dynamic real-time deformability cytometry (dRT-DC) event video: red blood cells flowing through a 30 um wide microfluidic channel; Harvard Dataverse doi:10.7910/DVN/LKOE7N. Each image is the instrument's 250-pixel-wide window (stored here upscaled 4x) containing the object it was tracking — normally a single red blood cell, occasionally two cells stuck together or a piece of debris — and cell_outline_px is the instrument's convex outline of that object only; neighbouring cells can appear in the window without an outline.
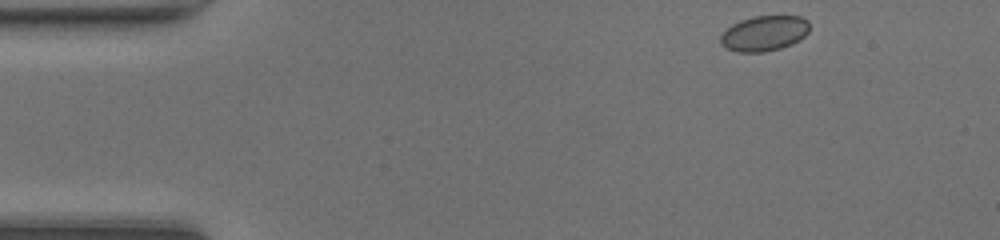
{"species": "common noctule bat (a hibernating species)", "species_latin": "Nyctalus noctula", "temperature_condition": "room temperature", "stored_images_in_passage": 43, "camera_frame_rate_fps": 3000, "um_per_image_px": 0.085, "animal": {"sex": "female", "body_mass_g": 20.0, "forearm_length_mm": 54.0}, "frame": {"image": 1, "passage_image": 1, "time_ms": 0.0, "image_size_px": [1000, 240], "cell_outline_px": [[808, 32], [800, 40], [792, 44], [780, 48], [764, 52], [740, 52], [728, 48], [720, 44], [720, 36], [732, 24], [740, 20], [752, 16], [800, 16], [808, 20]], "centroid_in_image_um": [64.96, 2.83], "position_along_channel_um": 20.0, "area_um2": 18.26}}
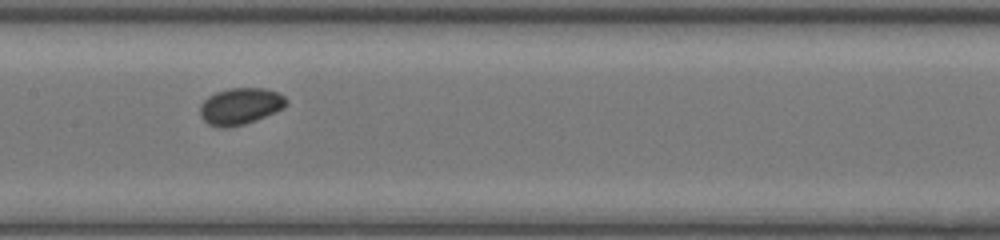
{"frame": {"image": 2, "passage_image": 19, "time_ms": 6.0, "image_size_px": [1000, 240], "cell_outline_px": [[288, 104], [284, 108], [276, 112], [256, 120], [244, 124], [228, 128], [220, 128], [208, 124], [200, 116], [200, 104], [208, 96], [216, 92], [228, 88], [264, 88], [276, 92], [284, 96], [288, 100]], "centroid_in_image_um": [20.43, 9.03], "position_along_channel_um": 187.0, "area_um2": 18.61}}
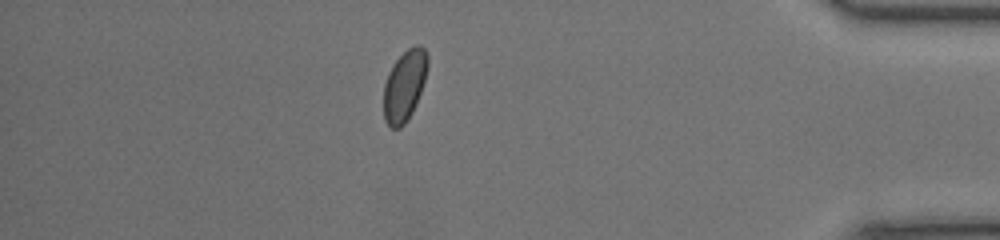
{"frame": {"image": 3, "passage_image": 37, "time_ms": 12.0, "image_size_px": [1000, 240], "cell_outline_px": [[428, 64], [424, 80], [416, 104], [412, 112], [404, 124], [400, 128], [392, 128], [384, 120], [384, 84], [388, 72], [392, 64], [408, 48], [416, 44], [420, 44], [424, 48], [428, 56]], "centroid_in_image_um": [34.38, 7.25], "position_along_channel_um": 400.8, "area_um2": 18.09}, "authors_computed_cell_mechanics": {"area_um2": 18.0914, "velocity_mm_per_s": 4.2902, "shape_relaxation_time_tau1_ms": 2.9183, "shape_relaxation_time_tau2_ms": 4.8579, "deformation_change_tau1": 0.0451, "deformation_change_tau2": 0.0469}}